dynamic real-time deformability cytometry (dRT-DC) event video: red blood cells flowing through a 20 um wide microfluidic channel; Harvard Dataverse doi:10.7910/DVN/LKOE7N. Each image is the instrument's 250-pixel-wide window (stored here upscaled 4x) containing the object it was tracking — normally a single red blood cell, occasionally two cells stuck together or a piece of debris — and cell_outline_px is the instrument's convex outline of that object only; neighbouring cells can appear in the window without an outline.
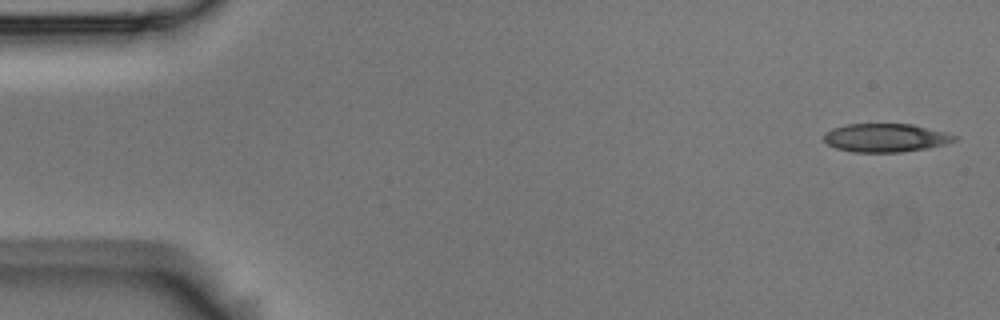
{"species": "Egyptian fruit bat (a non-hibernating species)", "species_latin": "Rousettus aegyptiacus", "temperature_condition": "room temperature", "stored_images_in_passage": 5, "camera_frame_rate_fps": 3000, "um_per_image_px": 0.085, "animal": {"sex": "male"}, "frame": {"image": 1, "passage_image": 1, "time_ms": 0.0, "image_size_px": [1000, 320], "cell_outline_px": [[960, 136], [956, 140], [944, 144], [928, 148], [900, 152], [852, 152], [836, 148], [828, 144], [824, 140], [824, 132], [832, 128], [844, 124], [912, 124], [948, 132]], "centroid_in_image_um": [75.29, 11.7], "position_along_channel_um": 9.7, "area_um2": 21.85}}
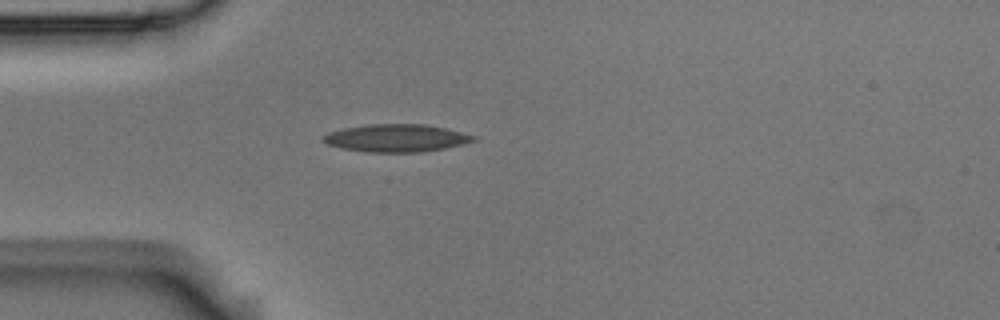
{"frame": {"image": 2, "passage_image": 5, "time_ms": 1.333, "image_size_px": [1000, 320], "cell_outline_px": [[476, 140], [464, 144], [424, 152], [364, 152], [340, 148], [324, 144], [320, 140], [320, 136], [328, 132], [344, 128], [368, 124], [424, 124], [444, 128], [476, 136]], "centroid_in_image_um": [33.6, 11.74], "position_along_channel_um": 51.4, "area_um2": 24.45}}